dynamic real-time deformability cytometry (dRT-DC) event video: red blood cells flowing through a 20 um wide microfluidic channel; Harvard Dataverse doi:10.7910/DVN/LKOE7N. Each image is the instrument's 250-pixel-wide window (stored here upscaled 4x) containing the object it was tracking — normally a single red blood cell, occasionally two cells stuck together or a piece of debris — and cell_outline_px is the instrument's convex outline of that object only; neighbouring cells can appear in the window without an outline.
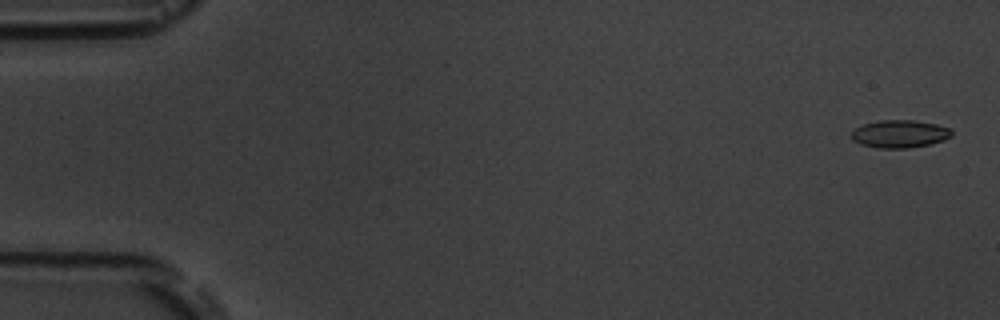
{"species": "common noctule bat (a hibernating species)", "species_latin": "Nyctalus noctula", "temperature_condition": "room temperature", "stored_images_in_passage": 6, "camera_frame_rate_fps": 3000, "um_per_image_px": 0.085, "animal": {"sex": "male", "body_mass_g": 19.5, "forearm_length_mm": 54.6}, "frame": {"image": 1, "passage_image": 1, "time_ms": 0.0, "image_size_px": [1000, 320], "cell_outline_px": [[952, 136], [944, 140], [928, 144], [908, 148], [876, 148], [860, 144], [852, 140], [852, 132], [856, 128], [864, 124], [880, 120], [912, 120], [936, 124], [952, 128]], "centroid_in_image_um": [76.49, 11.38], "position_along_channel_um": 8.5, "area_um2": 16.18}}
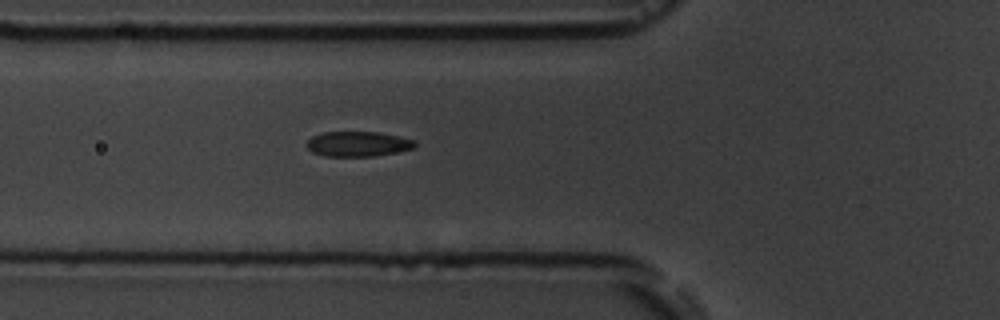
{"frame": {"image": 2, "passage_image": 6, "time_ms": 6.333, "image_size_px": [1000, 320], "cell_outline_px": [[416, 144], [412, 148], [372, 156], [324, 156], [312, 152], [304, 144], [312, 136], [324, 132], [380, 132], [416, 140]], "centroid_in_image_um": [30.37, 12.22], "position_along_channel_um": 95.4, "area_um2": 15.66}}